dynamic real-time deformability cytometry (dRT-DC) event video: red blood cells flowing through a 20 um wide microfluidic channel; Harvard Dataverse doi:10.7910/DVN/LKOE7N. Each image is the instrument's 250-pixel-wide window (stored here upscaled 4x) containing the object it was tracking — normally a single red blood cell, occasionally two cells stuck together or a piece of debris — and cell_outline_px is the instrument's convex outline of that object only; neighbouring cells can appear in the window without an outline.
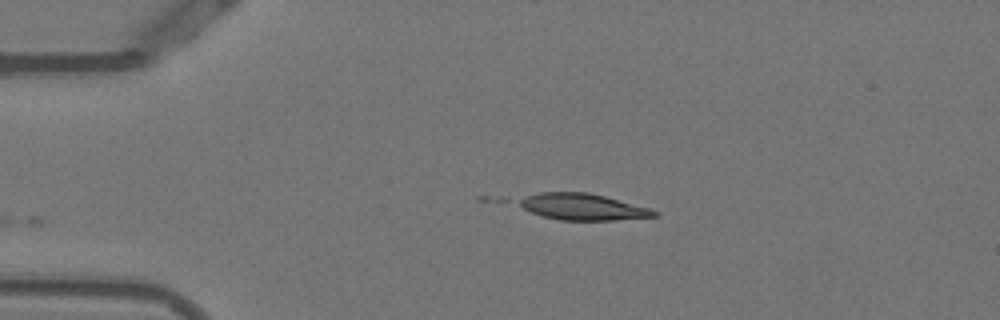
{"species": "Egyptian fruit bat (a non-hibernating species)", "species_latin": "Rousettus aegyptiacus", "temperature_condition": "warm", "stored_images_in_passage": 4, "camera_frame_rate_fps": 3000, "um_per_image_px": 0.085, "animal": {"sex": "female"}, "frame": {"image": 1, "passage_image": 1, "time_ms": 0.0, "image_size_px": [1000, 320], "cell_outline_px": [[656, 216], [612, 220], [560, 220], [540, 216], [496, 200], [504, 196], [540, 192], [588, 192], [604, 196], [648, 208], [656, 212]], "centroid_in_image_um": [48.99, 17.53], "position_along_channel_um": 36.0, "area_um2": 22.31}}